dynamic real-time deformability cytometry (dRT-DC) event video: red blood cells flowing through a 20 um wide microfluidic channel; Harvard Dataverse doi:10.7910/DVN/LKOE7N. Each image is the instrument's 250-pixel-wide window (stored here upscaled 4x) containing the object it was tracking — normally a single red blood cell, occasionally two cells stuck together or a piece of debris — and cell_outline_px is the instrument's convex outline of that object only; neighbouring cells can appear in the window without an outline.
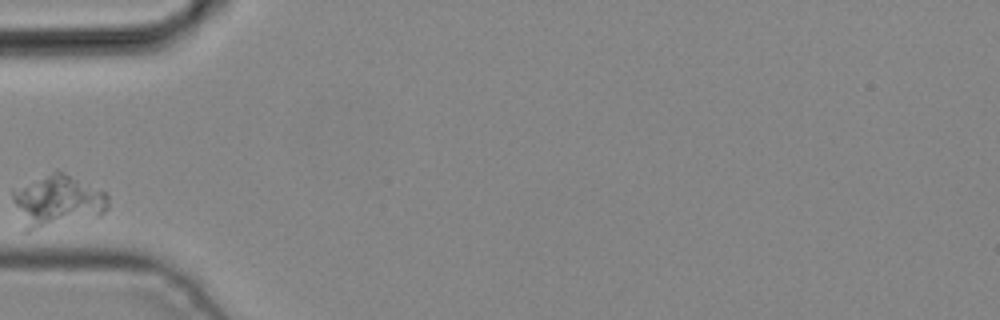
{"species": "common noctule bat (a hibernating species)", "species_latin": "Nyctalus noctula", "temperature_condition": "cold", "stored_images_in_passage": 1, "camera_frame_rate_fps": 3000, "um_per_image_px": 0.085, "animal": {"sex": "male", "body_mass_g": 19.2, "forearm_length_mm": 51.8}, "frame": {"image": 1, "passage_image": 1, "time_ms": 0.0, "image_size_px": [1000, 320], "cell_outline_px": [[108, 208], [100, 216], [28, 232], [20, 232], [12, 200], [12, 188], [56, 168], [104, 192], [108, 196]], "centroid_in_image_um": [4.76, 17.11], "position_along_channel_um": 80.2, "area_um2": 30.06}}